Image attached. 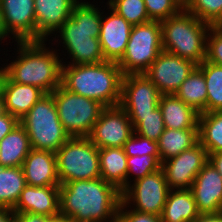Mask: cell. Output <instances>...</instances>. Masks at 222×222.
Masks as SVG:
<instances>
[{"label": "cell", "mask_w": 222, "mask_h": 222, "mask_svg": "<svg viewBox=\"0 0 222 222\" xmlns=\"http://www.w3.org/2000/svg\"><path fill=\"white\" fill-rule=\"evenodd\" d=\"M121 201V192L102 178L59 186L60 216L74 221L115 222Z\"/></svg>", "instance_id": "1"}, {"label": "cell", "mask_w": 222, "mask_h": 222, "mask_svg": "<svg viewBox=\"0 0 222 222\" xmlns=\"http://www.w3.org/2000/svg\"><path fill=\"white\" fill-rule=\"evenodd\" d=\"M17 49V58L2 68L13 82L36 86L45 94L61 85L63 58L47 48L45 40L17 41Z\"/></svg>", "instance_id": "2"}, {"label": "cell", "mask_w": 222, "mask_h": 222, "mask_svg": "<svg viewBox=\"0 0 222 222\" xmlns=\"http://www.w3.org/2000/svg\"><path fill=\"white\" fill-rule=\"evenodd\" d=\"M97 5L80 0L71 16L56 32L72 62L69 64H94L106 61L99 42L102 12ZM60 33L58 36H56ZM61 41V42H60ZM63 41V42H62Z\"/></svg>", "instance_id": "3"}, {"label": "cell", "mask_w": 222, "mask_h": 222, "mask_svg": "<svg viewBox=\"0 0 222 222\" xmlns=\"http://www.w3.org/2000/svg\"><path fill=\"white\" fill-rule=\"evenodd\" d=\"M123 76L117 62L72 65L63 61L61 85L104 107H112L120 104Z\"/></svg>", "instance_id": "4"}, {"label": "cell", "mask_w": 222, "mask_h": 222, "mask_svg": "<svg viewBox=\"0 0 222 222\" xmlns=\"http://www.w3.org/2000/svg\"><path fill=\"white\" fill-rule=\"evenodd\" d=\"M210 27L183 8L161 21L163 51L200 65L206 58V37Z\"/></svg>", "instance_id": "5"}, {"label": "cell", "mask_w": 222, "mask_h": 222, "mask_svg": "<svg viewBox=\"0 0 222 222\" xmlns=\"http://www.w3.org/2000/svg\"><path fill=\"white\" fill-rule=\"evenodd\" d=\"M19 123L26 130L32 149L56 151L70 138L58 117L54 96L44 94Z\"/></svg>", "instance_id": "6"}, {"label": "cell", "mask_w": 222, "mask_h": 222, "mask_svg": "<svg viewBox=\"0 0 222 222\" xmlns=\"http://www.w3.org/2000/svg\"><path fill=\"white\" fill-rule=\"evenodd\" d=\"M60 184L101 178L99 148L89 137H70L57 151Z\"/></svg>", "instance_id": "7"}, {"label": "cell", "mask_w": 222, "mask_h": 222, "mask_svg": "<svg viewBox=\"0 0 222 222\" xmlns=\"http://www.w3.org/2000/svg\"><path fill=\"white\" fill-rule=\"evenodd\" d=\"M163 51L160 21L132 26L126 51L117 62L123 75L145 73Z\"/></svg>", "instance_id": "8"}, {"label": "cell", "mask_w": 222, "mask_h": 222, "mask_svg": "<svg viewBox=\"0 0 222 222\" xmlns=\"http://www.w3.org/2000/svg\"><path fill=\"white\" fill-rule=\"evenodd\" d=\"M58 117L70 137H89L100 113V102L66 90L62 85L52 93Z\"/></svg>", "instance_id": "9"}, {"label": "cell", "mask_w": 222, "mask_h": 222, "mask_svg": "<svg viewBox=\"0 0 222 222\" xmlns=\"http://www.w3.org/2000/svg\"><path fill=\"white\" fill-rule=\"evenodd\" d=\"M169 191L164 172L160 168L137 179L133 184L130 183L121 192L122 202L135 211L161 216Z\"/></svg>", "instance_id": "10"}, {"label": "cell", "mask_w": 222, "mask_h": 222, "mask_svg": "<svg viewBox=\"0 0 222 222\" xmlns=\"http://www.w3.org/2000/svg\"><path fill=\"white\" fill-rule=\"evenodd\" d=\"M208 162V153L198 141L195 145L161 163L170 190L190 189L197 174Z\"/></svg>", "instance_id": "11"}, {"label": "cell", "mask_w": 222, "mask_h": 222, "mask_svg": "<svg viewBox=\"0 0 222 222\" xmlns=\"http://www.w3.org/2000/svg\"><path fill=\"white\" fill-rule=\"evenodd\" d=\"M133 132L134 128L127 113L117 105L102 110L89 139L99 149L123 147Z\"/></svg>", "instance_id": "12"}, {"label": "cell", "mask_w": 222, "mask_h": 222, "mask_svg": "<svg viewBox=\"0 0 222 222\" xmlns=\"http://www.w3.org/2000/svg\"><path fill=\"white\" fill-rule=\"evenodd\" d=\"M197 66L190 60L161 51L144 74L162 95H170L175 94Z\"/></svg>", "instance_id": "13"}, {"label": "cell", "mask_w": 222, "mask_h": 222, "mask_svg": "<svg viewBox=\"0 0 222 222\" xmlns=\"http://www.w3.org/2000/svg\"><path fill=\"white\" fill-rule=\"evenodd\" d=\"M161 92L144 74L123 76L120 106L127 115L151 114L159 106Z\"/></svg>", "instance_id": "14"}, {"label": "cell", "mask_w": 222, "mask_h": 222, "mask_svg": "<svg viewBox=\"0 0 222 222\" xmlns=\"http://www.w3.org/2000/svg\"><path fill=\"white\" fill-rule=\"evenodd\" d=\"M4 31L12 40L36 41L34 0H0Z\"/></svg>", "instance_id": "15"}, {"label": "cell", "mask_w": 222, "mask_h": 222, "mask_svg": "<svg viewBox=\"0 0 222 222\" xmlns=\"http://www.w3.org/2000/svg\"><path fill=\"white\" fill-rule=\"evenodd\" d=\"M108 9V17L102 11L99 42L105 60L118 62L126 51L132 25L110 6Z\"/></svg>", "instance_id": "16"}, {"label": "cell", "mask_w": 222, "mask_h": 222, "mask_svg": "<svg viewBox=\"0 0 222 222\" xmlns=\"http://www.w3.org/2000/svg\"><path fill=\"white\" fill-rule=\"evenodd\" d=\"M200 214L222 212V177L208 161L190 188Z\"/></svg>", "instance_id": "17"}, {"label": "cell", "mask_w": 222, "mask_h": 222, "mask_svg": "<svg viewBox=\"0 0 222 222\" xmlns=\"http://www.w3.org/2000/svg\"><path fill=\"white\" fill-rule=\"evenodd\" d=\"M79 0H34L36 41H47L71 16Z\"/></svg>", "instance_id": "18"}, {"label": "cell", "mask_w": 222, "mask_h": 222, "mask_svg": "<svg viewBox=\"0 0 222 222\" xmlns=\"http://www.w3.org/2000/svg\"><path fill=\"white\" fill-rule=\"evenodd\" d=\"M15 213H33L46 217L60 216L59 186L36 187L23 189L13 207Z\"/></svg>", "instance_id": "19"}, {"label": "cell", "mask_w": 222, "mask_h": 222, "mask_svg": "<svg viewBox=\"0 0 222 222\" xmlns=\"http://www.w3.org/2000/svg\"><path fill=\"white\" fill-rule=\"evenodd\" d=\"M21 167L29 186H60L54 152L32 149Z\"/></svg>", "instance_id": "20"}, {"label": "cell", "mask_w": 222, "mask_h": 222, "mask_svg": "<svg viewBox=\"0 0 222 222\" xmlns=\"http://www.w3.org/2000/svg\"><path fill=\"white\" fill-rule=\"evenodd\" d=\"M0 92L6 112L18 120L25 116L45 94L36 86L13 82L4 72L0 80Z\"/></svg>", "instance_id": "21"}, {"label": "cell", "mask_w": 222, "mask_h": 222, "mask_svg": "<svg viewBox=\"0 0 222 222\" xmlns=\"http://www.w3.org/2000/svg\"><path fill=\"white\" fill-rule=\"evenodd\" d=\"M159 107L167 129L198 128L199 112L174 94L161 95Z\"/></svg>", "instance_id": "22"}, {"label": "cell", "mask_w": 222, "mask_h": 222, "mask_svg": "<svg viewBox=\"0 0 222 222\" xmlns=\"http://www.w3.org/2000/svg\"><path fill=\"white\" fill-rule=\"evenodd\" d=\"M127 158L123 147L99 149L101 178L120 192L126 188Z\"/></svg>", "instance_id": "23"}, {"label": "cell", "mask_w": 222, "mask_h": 222, "mask_svg": "<svg viewBox=\"0 0 222 222\" xmlns=\"http://www.w3.org/2000/svg\"><path fill=\"white\" fill-rule=\"evenodd\" d=\"M31 150L28 134L24 127L18 123L0 141V167H21Z\"/></svg>", "instance_id": "24"}, {"label": "cell", "mask_w": 222, "mask_h": 222, "mask_svg": "<svg viewBox=\"0 0 222 222\" xmlns=\"http://www.w3.org/2000/svg\"><path fill=\"white\" fill-rule=\"evenodd\" d=\"M200 213L190 189L170 190L161 220L169 222H193Z\"/></svg>", "instance_id": "25"}, {"label": "cell", "mask_w": 222, "mask_h": 222, "mask_svg": "<svg viewBox=\"0 0 222 222\" xmlns=\"http://www.w3.org/2000/svg\"><path fill=\"white\" fill-rule=\"evenodd\" d=\"M199 141L198 128L167 129L163 131L158 142L160 162L179 155Z\"/></svg>", "instance_id": "26"}, {"label": "cell", "mask_w": 222, "mask_h": 222, "mask_svg": "<svg viewBox=\"0 0 222 222\" xmlns=\"http://www.w3.org/2000/svg\"><path fill=\"white\" fill-rule=\"evenodd\" d=\"M199 113L207 112V90L203 72L196 67L174 94Z\"/></svg>", "instance_id": "27"}, {"label": "cell", "mask_w": 222, "mask_h": 222, "mask_svg": "<svg viewBox=\"0 0 222 222\" xmlns=\"http://www.w3.org/2000/svg\"><path fill=\"white\" fill-rule=\"evenodd\" d=\"M198 137L208 154L222 152V111L199 113Z\"/></svg>", "instance_id": "28"}, {"label": "cell", "mask_w": 222, "mask_h": 222, "mask_svg": "<svg viewBox=\"0 0 222 222\" xmlns=\"http://www.w3.org/2000/svg\"><path fill=\"white\" fill-rule=\"evenodd\" d=\"M26 185L22 167H0V207L13 209Z\"/></svg>", "instance_id": "29"}, {"label": "cell", "mask_w": 222, "mask_h": 222, "mask_svg": "<svg viewBox=\"0 0 222 222\" xmlns=\"http://www.w3.org/2000/svg\"><path fill=\"white\" fill-rule=\"evenodd\" d=\"M197 67L205 77L207 112L222 111V66L204 60Z\"/></svg>", "instance_id": "30"}, {"label": "cell", "mask_w": 222, "mask_h": 222, "mask_svg": "<svg viewBox=\"0 0 222 222\" xmlns=\"http://www.w3.org/2000/svg\"><path fill=\"white\" fill-rule=\"evenodd\" d=\"M128 117L135 133L153 141H158L165 130L163 115L159 106L151 111V114L128 115Z\"/></svg>", "instance_id": "31"}, {"label": "cell", "mask_w": 222, "mask_h": 222, "mask_svg": "<svg viewBox=\"0 0 222 222\" xmlns=\"http://www.w3.org/2000/svg\"><path fill=\"white\" fill-rule=\"evenodd\" d=\"M184 8L211 26L222 25V0H188Z\"/></svg>", "instance_id": "32"}, {"label": "cell", "mask_w": 222, "mask_h": 222, "mask_svg": "<svg viewBox=\"0 0 222 222\" xmlns=\"http://www.w3.org/2000/svg\"><path fill=\"white\" fill-rule=\"evenodd\" d=\"M107 5L132 26L151 21L144 0H108Z\"/></svg>", "instance_id": "33"}, {"label": "cell", "mask_w": 222, "mask_h": 222, "mask_svg": "<svg viewBox=\"0 0 222 222\" xmlns=\"http://www.w3.org/2000/svg\"><path fill=\"white\" fill-rule=\"evenodd\" d=\"M128 171L126 174V187L130 182L143 178L161 168V162L155 157L150 155H137L127 158ZM131 174V175H130ZM135 175L131 181L130 176ZM130 179V180H129Z\"/></svg>", "instance_id": "34"}, {"label": "cell", "mask_w": 222, "mask_h": 222, "mask_svg": "<svg viewBox=\"0 0 222 222\" xmlns=\"http://www.w3.org/2000/svg\"><path fill=\"white\" fill-rule=\"evenodd\" d=\"M147 14L152 21H163L176 15L184 5L180 0H144Z\"/></svg>", "instance_id": "35"}, {"label": "cell", "mask_w": 222, "mask_h": 222, "mask_svg": "<svg viewBox=\"0 0 222 222\" xmlns=\"http://www.w3.org/2000/svg\"><path fill=\"white\" fill-rule=\"evenodd\" d=\"M123 149L127 157L146 154L155 156L160 161L158 142L143 137L135 132H133L132 136L125 142Z\"/></svg>", "instance_id": "36"}, {"label": "cell", "mask_w": 222, "mask_h": 222, "mask_svg": "<svg viewBox=\"0 0 222 222\" xmlns=\"http://www.w3.org/2000/svg\"><path fill=\"white\" fill-rule=\"evenodd\" d=\"M205 60L222 66V25L211 26L208 31Z\"/></svg>", "instance_id": "37"}, {"label": "cell", "mask_w": 222, "mask_h": 222, "mask_svg": "<svg viewBox=\"0 0 222 222\" xmlns=\"http://www.w3.org/2000/svg\"><path fill=\"white\" fill-rule=\"evenodd\" d=\"M127 208V210H126ZM126 206L122 201L120 203L115 222H161V216L141 213Z\"/></svg>", "instance_id": "38"}, {"label": "cell", "mask_w": 222, "mask_h": 222, "mask_svg": "<svg viewBox=\"0 0 222 222\" xmlns=\"http://www.w3.org/2000/svg\"><path fill=\"white\" fill-rule=\"evenodd\" d=\"M19 123V120L6 112L0 117V141L10 133L13 128Z\"/></svg>", "instance_id": "39"}, {"label": "cell", "mask_w": 222, "mask_h": 222, "mask_svg": "<svg viewBox=\"0 0 222 222\" xmlns=\"http://www.w3.org/2000/svg\"><path fill=\"white\" fill-rule=\"evenodd\" d=\"M14 222H43V215L33 213H15Z\"/></svg>", "instance_id": "40"}, {"label": "cell", "mask_w": 222, "mask_h": 222, "mask_svg": "<svg viewBox=\"0 0 222 222\" xmlns=\"http://www.w3.org/2000/svg\"><path fill=\"white\" fill-rule=\"evenodd\" d=\"M208 161L214 166L222 177V152L209 153Z\"/></svg>", "instance_id": "41"}, {"label": "cell", "mask_w": 222, "mask_h": 222, "mask_svg": "<svg viewBox=\"0 0 222 222\" xmlns=\"http://www.w3.org/2000/svg\"><path fill=\"white\" fill-rule=\"evenodd\" d=\"M193 222H222V212L200 214Z\"/></svg>", "instance_id": "42"}, {"label": "cell", "mask_w": 222, "mask_h": 222, "mask_svg": "<svg viewBox=\"0 0 222 222\" xmlns=\"http://www.w3.org/2000/svg\"><path fill=\"white\" fill-rule=\"evenodd\" d=\"M15 212L13 209L0 207V222H14Z\"/></svg>", "instance_id": "43"}, {"label": "cell", "mask_w": 222, "mask_h": 222, "mask_svg": "<svg viewBox=\"0 0 222 222\" xmlns=\"http://www.w3.org/2000/svg\"><path fill=\"white\" fill-rule=\"evenodd\" d=\"M11 38V37H9L7 34H6V32L4 31V28H3V24H2V17H1V12H0V41H1V43H4V42H2V40H6V38Z\"/></svg>", "instance_id": "44"}, {"label": "cell", "mask_w": 222, "mask_h": 222, "mask_svg": "<svg viewBox=\"0 0 222 222\" xmlns=\"http://www.w3.org/2000/svg\"><path fill=\"white\" fill-rule=\"evenodd\" d=\"M43 222H62V217H46L43 216Z\"/></svg>", "instance_id": "45"}, {"label": "cell", "mask_w": 222, "mask_h": 222, "mask_svg": "<svg viewBox=\"0 0 222 222\" xmlns=\"http://www.w3.org/2000/svg\"><path fill=\"white\" fill-rule=\"evenodd\" d=\"M6 113L3 96L0 92V117Z\"/></svg>", "instance_id": "46"}, {"label": "cell", "mask_w": 222, "mask_h": 222, "mask_svg": "<svg viewBox=\"0 0 222 222\" xmlns=\"http://www.w3.org/2000/svg\"><path fill=\"white\" fill-rule=\"evenodd\" d=\"M62 222H79V221H74L72 219H68V218H63L62 217Z\"/></svg>", "instance_id": "47"}, {"label": "cell", "mask_w": 222, "mask_h": 222, "mask_svg": "<svg viewBox=\"0 0 222 222\" xmlns=\"http://www.w3.org/2000/svg\"><path fill=\"white\" fill-rule=\"evenodd\" d=\"M3 67H0V80H1V77H2V74H3Z\"/></svg>", "instance_id": "48"}, {"label": "cell", "mask_w": 222, "mask_h": 222, "mask_svg": "<svg viewBox=\"0 0 222 222\" xmlns=\"http://www.w3.org/2000/svg\"><path fill=\"white\" fill-rule=\"evenodd\" d=\"M180 1L183 5H185L188 0H180Z\"/></svg>", "instance_id": "49"}]
</instances>
